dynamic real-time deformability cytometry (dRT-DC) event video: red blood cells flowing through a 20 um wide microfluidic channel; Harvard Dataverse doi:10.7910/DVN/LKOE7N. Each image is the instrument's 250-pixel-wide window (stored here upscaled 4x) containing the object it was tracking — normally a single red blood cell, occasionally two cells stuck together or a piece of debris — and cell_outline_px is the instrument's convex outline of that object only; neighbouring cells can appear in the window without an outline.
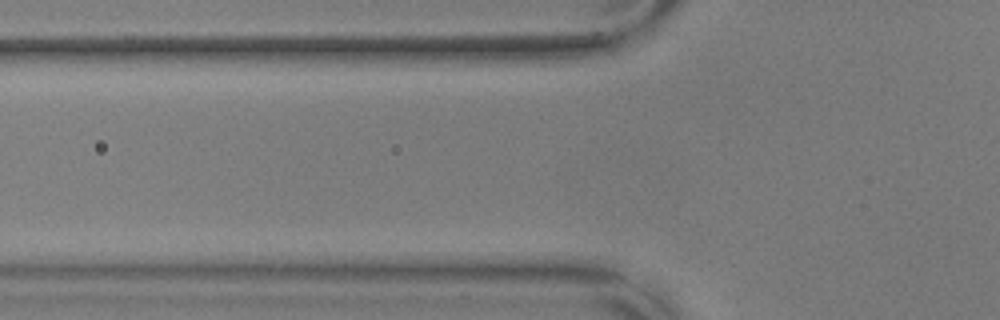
{"species": "common noctule bat (a hibernating species)", "species_latin": "Nyctalus noctula", "temperature_condition": "warm", "stored_images_in_passage": 2, "camera_frame_rate_fps": 3000, "um_per_image_px": 0.085, "animal": {"sex": "male", "body_mass_g": 17.9, "forearm_length_mm": 54.2}, "frame": {"image": 1, "passage_image": 2, "time_ms": 0.333, "image_size_px": [1000, 320], "cell_outline_px": [[600, 40], [592, 44], [528, 56], [472, 40], [476, 36], [596, 32], [600, 36]], "centroid_in_image_um": [45.84, 3.57], "position_along_channel_um": 80.0, "area_um2": 13.41}}